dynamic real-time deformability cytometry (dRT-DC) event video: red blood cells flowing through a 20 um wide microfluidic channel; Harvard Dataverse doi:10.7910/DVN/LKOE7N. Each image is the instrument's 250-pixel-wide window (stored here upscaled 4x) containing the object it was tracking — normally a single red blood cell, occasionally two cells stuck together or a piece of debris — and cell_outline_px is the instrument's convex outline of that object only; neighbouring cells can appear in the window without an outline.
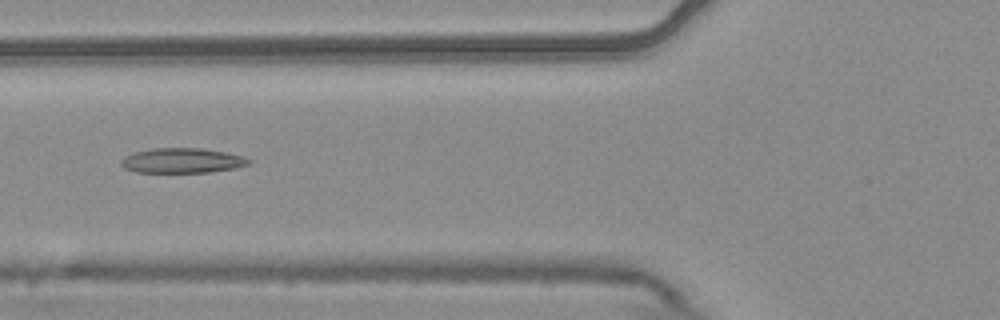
{"species": "common noctule bat (a hibernating species)", "species_latin": "Nyctalus noctula", "temperature_condition": "warm", "stored_images_in_passage": 3, "camera_frame_rate_fps": 3000, "um_per_image_px": 0.085, "animal": {"sex": "male", "body_mass_g": 20.4}, "frame": {"image": 1, "passage_image": 3, "time_ms": 0.667, "image_size_px": [1000, 320], "cell_outline_px": [[252, 160], [248, 164], [236, 168], [208, 172], [136, 172], [124, 168], [120, 164], [120, 160], [124, 156], [136, 152], [152, 148], [200, 148], [224, 152], [240, 156]], "centroid_in_image_um": [15.44, 13.65], "position_along_channel_um": 110.4, "area_um2": 18.38}}